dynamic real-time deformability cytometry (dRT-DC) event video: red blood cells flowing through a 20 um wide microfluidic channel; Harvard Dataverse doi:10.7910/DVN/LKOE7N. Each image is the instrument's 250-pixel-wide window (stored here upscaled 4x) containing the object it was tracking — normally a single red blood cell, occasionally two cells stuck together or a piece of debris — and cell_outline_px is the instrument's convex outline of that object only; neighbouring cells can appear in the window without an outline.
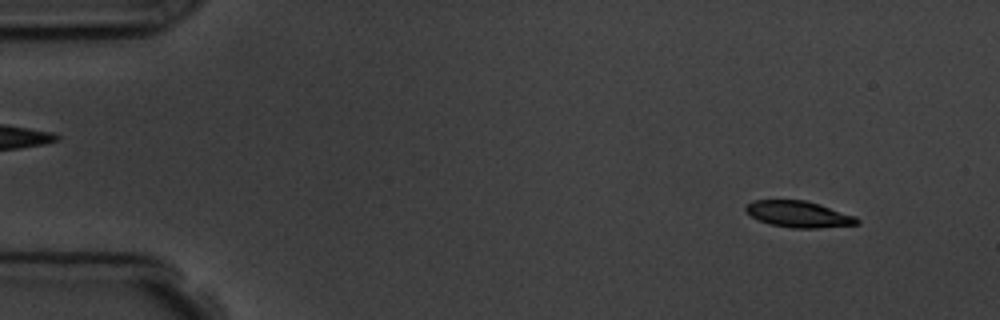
{"species": "common noctule bat (a hibernating species)", "species_latin": "Nyctalus noctula", "temperature_condition": "room temperature", "stored_images_in_passage": 4, "camera_frame_rate_fps": 3000, "um_per_image_px": 0.085, "animal": {"sex": "male", "body_mass_g": 19.5, "forearm_length_mm": 54.6}, "frame": {"image": 1, "passage_image": 1, "time_ms": 0.0, "image_size_px": [1000, 320], "cell_outline_px": [[860, 224], [820, 228], [792, 228], [772, 224], [760, 220], [744, 212], [744, 204], [752, 200], [804, 200], [856, 216], [860, 220]], "centroid_in_image_um": [67.86, 18.2], "position_along_channel_um": 17.1, "area_um2": 17.05}}
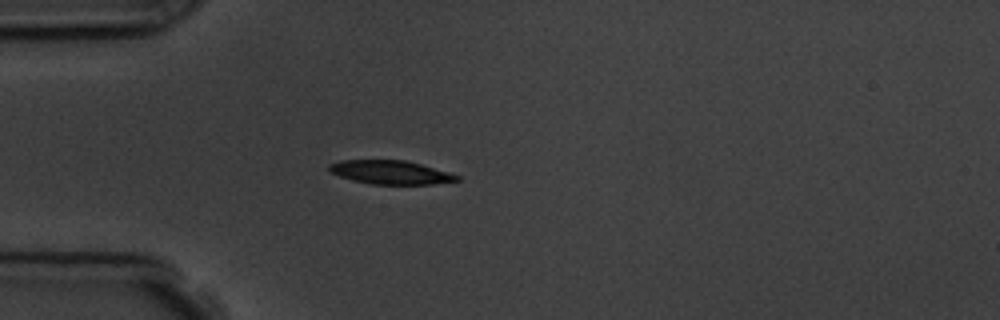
{"frame": {"image": 2, "passage_image": 4, "time_ms": 3.333, "image_size_px": [1000, 320], "cell_outline_px": [[460, 180], [432, 184], [372, 184], [352, 180], [340, 176], [332, 172], [328, 168], [328, 164], [340, 160], [404, 160], [420, 164], [448, 172], [460, 176]], "centroid_in_image_um": [33.18, 14.64], "position_along_channel_um": 51.8, "area_um2": 17.46}}